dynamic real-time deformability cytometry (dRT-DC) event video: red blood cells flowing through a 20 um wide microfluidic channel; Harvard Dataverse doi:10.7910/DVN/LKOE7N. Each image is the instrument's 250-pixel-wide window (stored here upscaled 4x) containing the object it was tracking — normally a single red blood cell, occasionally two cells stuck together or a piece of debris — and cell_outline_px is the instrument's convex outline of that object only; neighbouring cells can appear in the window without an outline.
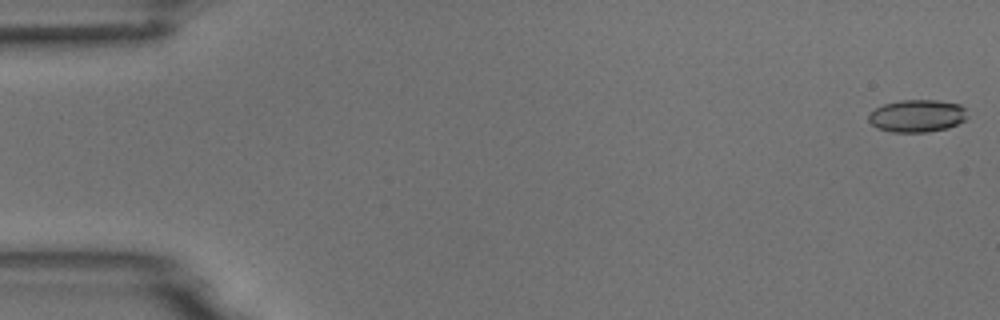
{"species": "common noctule bat (a hibernating species)", "species_latin": "Nyctalus noctula", "temperature_condition": "room temperature", "stored_images_in_passage": 9, "camera_frame_rate_fps": 3000, "um_per_image_px": 0.085, "animal": {"sex": "male", "body_mass_g": 18.8}, "frame": {"image": 1, "passage_image": 1, "time_ms": 0.0, "image_size_px": [1000, 320], "cell_outline_px": [[968, 116], [964, 120], [948, 128], [928, 132], [892, 132], [876, 128], [868, 120], [868, 116], [876, 108], [884, 104], [900, 100], [936, 100], [960, 104], [964, 108]], "centroid_in_image_um": [77.95, 9.85], "position_along_channel_um": 7.0, "area_um2": 18.67}}